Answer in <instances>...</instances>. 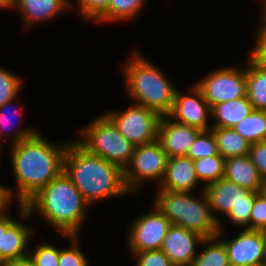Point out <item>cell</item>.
<instances>
[{"instance_id": "31", "label": "cell", "mask_w": 266, "mask_h": 266, "mask_svg": "<svg viewBox=\"0 0 266 266\" xmlns=\"http://www.w3.org/2000/svg\"><path fill=\"white\" fill-rule=\"evenodd\" d=\"M29 253L36 266H59V249L53 244L42 243Z\"/></svg>"}, {"instance_id": "39", "label": "cell", "mask_w": 266, "mask_h": 266, "mask_svg": "<svg viewBox=\"0 0 266 266\" xmlns=\"http://www.w3.org/2000/svg\"><path fill=\"white\" fill-rule=\"evenodd\" d=\"M3 266H36V264L30 255H27L22 258L3 262Z\"/></svg>"}, {"instance_id": "28", "label": "cell", "mask_w": 266, "mask_h": 266, "mask_svg": "<svg viewBox=\"0 0 266 266\" xmlns=\"http://www.w3.org/2000/svg\"><path fill=\"white\" fill-rule=\"evenodd\" d=\"M21 84L22 80L18 75L0 67V107L16 98Z\"/></svg>"}, {"instance_id": "13", "label": "cell", "mask_w": 266, "mask_h": 266, "mask_svg": "<svg viewBox=\"0 0 266 266\" xmlns=\"http://www.w3.org/2000/svg\"><path fill=\"white\" fill-rule=\"evenodd\" d=\"M191 90L193 95H184L177 90L172 109L167 116L177 123L208 131L210 128L207 119L208 116L211 117V107L195 84Z\"/></svg>"}, {"instance_id": "10", "label": "cell", "mask_w": 266, "mask_h": 266, "mask_svg": "<svg viewBox=\"0 0 266 266\" xmlns=\"http://www.w3.org/2000/svg\"><path fill=\"white\" fill-rule=\"evenodd\" d=\"M195 86L201 91L210 107L246 96L245 69L221 68L200 79Z\"/></svg>"}, {"instance_id": "42", "label": "cell", "mask_w": 266, "mask_h": 266, "mask_svg": "<svg viewBox=\"0 0 266 266\" xmlns=\"http://www.w3.org/2000/svg\"><path fill=\"white\" fill-rule=\"evenodd\" d=\"M264 2H266V0H264ZM265 10H264V13H263V15L266 17V3H265Z\"/></svg>"}, {"instance_id": "14", "label": "cell", "mask_w": 266, "mask_h": 266, "mask_svg": "<svg viewBox=\"0 0 266 266\" xmlns=\"http://www.w3.org/2000/svg\"><path fill=\"white\" fill-rule=\"evenodd\" d=\"M205 238L197 232L184 227L171 225L163 239L161 250L167 255L174 266H191L198 254L197 245Z\"/></svg>"}, {"instance_id": "20", "label": "cell", "mask_w": 266, "mask_h": 266, "mask_svg": "<svg viewBox=\"0 0 266 266\" xmlns=\"http://www.w3.org/2000/svg\"><path fill=\"white\" fill-rule=\"evenodd\" d=\"M246 95L254 110L266 111V66L247 60Z\"/></svg>"}, {"instance_id": "41", "label": "cell", "mask_w": 266, "mask_h": 266, "mask_svg": "<svg viewBox=\"0 0 266 266\" xmlns=\"http://www.w3.org/2000/svg\"><path fill=\"white\" fill-rule=\"evenodd\" d=\"M263 191H264L265 194H266V180H264Z\"/></svg>"}, {"instance_id": "15", "label": "cell", "mask_w": 266, "mask_h": 266, "mask_svg": "<svg viewBox=\"0 0 266 266\" xmlns=\"http://www.w3.org/2000/svg\"><path fill=\"white\" fill-rule=\"evenodd\" d=\"M200 132L201 130L196 127L177 123L168 116H162L157 140L168 158L187 156Z\"/></svg>"}, {"instance_id": "2", "label": "cell", "mask_w": 266, "mask_h": 266, "mask_svg": "<svg viewBox=\"0 0 266 266\" xmlns=\"http://www.w3.org/2000/svg\"><path fill=\"white\" fill-rule=\"evenodd\" d=\"M63 171L90 205L130 193L121 167L90 153L76 140L68 143Z\"/></svg>"}, {"instance_id": "36", "label": "cell", "mask_w": 266, "mask_h": 266, "mask_svg": "<svg viewBox=\"0 0 266 266\" xmlns=\"http://www.w3.org/2000/svg\"><path fill=\"white\" fill-rule=\"evenodd\" d=\"M13 100L12 101H9V102H6L3 106H1L0 107V142L1 141H3L2 139V137L4 136V132L6 131V130H8L7 128H9L10 129V127L14 124L13 123V120H11V115H8L7 114V112H6V110H7V108L9 107V106H11L12 104H13ZM12 103V104H11ZM21 108H22V106L19 108V112L20 113H18V109L16 108V110L14 111L15 113H13V114H17V116H20V114L22 113L21 112ZM17 111V112H16ZM11 112V111H10ZM10 114V113H9ZM9 116V117H8ZM13 116V115H12ZM5 130V131H4Z\"/></svg>"}, {"instance_id": "34", "label": "cell", "mask_w": 266, "mask_h": 266, "mask_svg": "<svg viewBox=\"0 0 266 266\" xmlns=\"http://www.w3.org/2000/svg\"><path fill=\"white\" fill-rule=\"evenodd\" d=\"M260 20L262 26L258 28L256 43H254L255 47L253 48V51H251L252 54L250 55V58L254 62L266 66V17L263 15Z\"/></svg>"}, {"instance_id": "16", "label": "cell", "mask_w": 266, "mask_h": 266, "mask_svg": "<svg viewBox=\"0 0 266 266\" xmlns=\"http://www.w3.org/2000/svg\"><path fill=\"white\" fill-rule=\"evenodd\" d=\"M198 184L193 160L187 156L168 158L165 175L158 189L191 192Z\"/></svg>"}, {"instance_id": "6", "label": "cell", "mask_w": 266, "mask_h": 266, "mask_svg": "<svg viewBox=\"0 0 266 266\" xmlns=\"http://www.w3.org/2000/svg\"><path fill=\"white\" fill-rule=\"evenodd\" d=\"M92 122L80 130L83 139L77 141L90 153L112 162L124 170L131 161L135 145L119 132L104 113Z\"/></svg>"}, {"instance_id": "30", "label": "cell", "mask_w": 266, "mask_h": 266, "mask_svg": "<svg viewBox=\"0 0 266 266\" xmlns=\"http://www.w3.org/2000/svg\"><path fill=\"white\" fill-rule=\"evenodd\" d=\"M249 229L266 232V194L264 191L255 195L249 218Z\"/></svg>"}, {"instance_id": "29", "label": "cell", "mask_w": 266, "mask_h": 266, "mask_svg": "<svg viewBox=\"0 0 266 266\" xmlns=\"http://www.w3.org/2000/svg\"><path fill=\"white\" fill-rule=\"evenodd\" d=\"M72 240L67 249L59 248V266H89L88 259L78 246V235H67Z\"/></svg>"}, {"instance_id": "17", "label": "cell", "mask_w": 266, "mask_h": 266, "mask_svg": "<svg viewBox=\"0 0 266 266\" xmlns=\"http://www.w3.org/2000/svg\"><path fill=\"white\" fill-rule=\"evenodd\" d=\"M224 178L253 192L263 191L264 180L249 155L225 159Z\"/></svg>"}, {"instance_id": "27", "label": "cell", "mask_w": 266, "mask_h": 266, "mask_svg": "<svg viewBox=\"0 0 266 266\" xmlns=\"http://www.w3.org/2000/svg\"><path fill=\"white\" fill-rule=\"evenodd\" d=\"M213 155H220L216 139L211 130L201 131L191 145L187 157L194 161Z\"/></svg>"}, {"instance_id": "5", "label": "cell", "mask_w": 266, "mask_h": 266, "mask_svg": "<svg viewBox=\"0 0 266 266\" xmlns=\"http://www.w3.org/2000/svg\"><path fill=\"white\" fill-rule=\"evenodd\" d=\"M157 192L153 205L170 220L171 224L197 232L204 238H212L219 233L218 222L211 213L203 190L200 199L190 195L188 191L158 189Z\"/></svg>"}, {"instance_id": "4", "label": "cell", "mask_w": 266, "mask_h": 266, "mask_svg": "<svg viewBox=\"0 0 266 266\" xmlns=\"http://www.w3.org/2000/svg\"><path fill=\"white\" fill-rule=\"evenodd\" d=\"M149 60L134 52L123 66L127 93L136 104L167 116L173 106L177 88Z\"/></svg>"}, {"instance_id": "22", "label": "cell", "mask_w": 266, "mask_h": 266, "mask_svg": "<svg viewBox=\"0 0 266 266\" xmlns=\"http://www.w3.org/2000/svg\"><path fill=\"white\" fill-rule=\"evenodd\" d=\"M210 130L224 159L249 155L251 144L233 128L210 127Z\"/></svg>"}, {"instance_id": "40", "label": "cell", "mask_w": 266, "mask_h": 266, "mask_svg": "<svg viewBox=\"0 0 266 266\" xmlns=\"http://www.w3.org/2000/svg\"><path fill=\"white\" fill-rule=\"evenodd\" d=\"M15 0H0V9L13 8L14 9Z\"/></svg>"}, {"instance_id": "21", "label": "cell", "mask_w": 266, "mask_h": 266, "mask_svg": "<svg viewBox=\"0 0 266 266\" xmlns=\"http://www.w3.org/2000/svg\"><path fill=\"white\" fill-rule=\"evenodd\" d=\"M35 230L30 229L18 221H14L4 234L3 262L25 257L29 254L28 243Z\"/></svg>"}, {"instance_id": "26", "label": "cell", "mask_w": 266, "mask_h": 266, "mask_svg": "<svg viewBox=\"0 0 266 266\" xmlns=\"http://www.w3.org/2000/svg\"><path fill=\"white\" fill-rule=\"evenodd\" d=\"M193 164L198 181H207L203 187L224 177L225 159L221 155L194 160Z\"/></svg>"}, {"instance_id": "1", "label": "cell", "mask_w": 266, "mask_h": 266, "mask_svg": "<svg viewBox=\"0 0 266 266\" xmlns=\"http://www.w3.org/2000/svg\"><path fill=\"white\" fill-rule=\"evenodd\" d=\"M12 135L11 162L19 204H25L64 170L68 143L53 144L36 129H18Z\"/></svg>"}, {"instance_id": "12", "label": "cell", "mask_w": 266, "mask_h": 266, "mask_svg": "<svg viewBox=\"0 0 266 266\" xmlns=\"http://www.w3.org/2000/svg\"><path fill=\"white\" fill-rule=\"evenodd\" d=\"M227 249L230 266H266V232L243 229L233 239H220Z\"/></svg>"}, {"instance_id": "11", "label": "cell", "mask_w": 266, "mask_h": 266, "mask_svg": "<svg viewBox=\"0 0 266 266\" xmlns=\"http://www.w3.org/2000/svg\"><path fill=\"white\" fill-rule=\"evenodd\" d=\"M152 212L137 217L130 226L128 245L131 252L160 249L170 220L156 207Z\"/></svg>"}, {"instance_id": "38", "label": "cell", "mask_w": 266, "mask_h": 266, "mask_svg": "<svg viewBox=\"0 0 266 266\" xmlns=\"http://www.w3.org/2000/svg\"><path fill=\"white\" fill-rule=\"evenodd\" d=\"M11 189L6 188L0 184V215L7 214L6 208H8L9 201L12 200V197L15 195L12 193Z\"/></svg>"}, {"instance_id": "9", "label": "cell", "mask_w": 266, "mask_h": 266, "mask_svg": "<svg viewBox=\"0 0 266 266\" xmlns=\"http://www.w3.org/2000/svg\"><path fill=\"white\" fill-rule=\"evenodd\" d=\"M105 115L114 123L119 132L135 146L158 139L159 123L162 116L154 110L135 104L122 112L109 111Z\"/></svg>"}, {"instance_id": "8", "label": "cell", "mask_w": 266, "mask_h": 266, "mask_svg": "<svg viewBox=\"0 0 266 266\" xmlns=\"http://www.w3.org/2000/svg\"><path fill=\"white\" fill-rule=\"evenodd\" d=\"M167 154L162 149L158 140L135 146L130 163L123 170L124 182L127 190L137 192L139 185L147 180L158 179L161 183L165 175Z\"/></svg>"}, {"instance_id": "32", "label": "cell", "mask_w": 266, "mask_h": 266, "mask_svg": "<svg viewBox=\"0 0 266 266\" xmlns=\"http://www.w3.org/2000/svg\"><path fill=\"white\" fill-rule=\"evenodd\" d=\"M132 253L137 257L136 266H174L161 249Z\"/></svg>"}, {"instance_id": "37", "label": "cell", "mask_w": 266, "mask_h": 266, "mask_svg": "<svg viewBox=\"0 0 266 266\" xmlns=\"http://www.w3.org/2000/svg\"><path fill=\"white\" fill-rule=\"evenodd\" d=\"M15 221L8 214L0 215V262L3 263V241L7 228Z\"/></svg>"}, {"instance_id": "25", "label": "cell", "mask_w": 266, "mask_h": 266, "mask_svg": "<svg viewBox=\"0 0 266 266\" xmlns=\"http://www.w3.org/2000/svg\"><path fill=\"white\" fill-rule=\"evenodd\" d=\"M146 0H111L107 11L96 22L126 21L134 19ZM113 20V21H112Z\"/></svg>"}, {"instance_id": "23", "label": "cell", "mask_w": 266, "mask_h": 266, "mask_svg": "<svg viewBox=\"0 0 266 266\" xmlns=\"http://www.w3.org/2000/svg\"><path fill=\"white\" fill-rule=\"evenodd\" d=\"M222 229L219 228V233L215 237L203 240L201 245L207 246L196 255L191 266H230L227 249L219 240L223 234Z\"/></svg>"}, {"instance_id": "24", "label": "cell", "mask_w": 266, "mask_h": 266, "mask_svg": "<svg viewBox=\"0 0 266 266\" xmlns=\"http://www.w3.org/2000/svg\"><path fill=\"white\" fill-rule=\"evenodd\" d=\"M250 144L266 140V111L252 110L248 116L232 127Z\"/></svg>"}, {"instance_id": "3", "label": "cell", "mask_w": 266, "mask_h": 266, "mask_svg": "<svg viewBox=\"0 0 266 266\" xmlns=\"http://www.w3.org/2000/svg\"><path fill=\"white\" fill-rule=\"evenodd\" d=\"M88 203L63 171L25 204H19L22 219L38 211L62 235H78Z\"/></svg>"}, {"instance_id": "19", "label": "cell", "mask_w": 266, "mask_h": 266, "mask_svg": "<svg viewBox=\"0 0 266 266\" xmlns=\"http://www.w3.org/2000/svg\"><path fill=\"white\" fill-rule=\"evenodd\" d=\"M253 110L247 95L211 107V117L217 121L211 127L232 128Z\"/></svg>"}, {"instance_id": "18", "label": "cell", "mask_w": 266, "mask_h": 266, "mask_svg": "<svg viewBox=\"0 0 266 266\" xmlns=\"http://www.w3.org/2000/svg\"><path fill=\"white\" fill-rule=\"evenodd\" d=\"M68 0H15L14 7L22 14L25 26L55 18L58 13L71 8Z\"/></svg>"}, {"instance_id": "33", "label": "cell", "mask_w": 266, "mask_h": 266, "mask_svg": "<svg viewBox=\"0 0 266 266\" xmlns=\"http://www.w3.org/2000/svg\"><path fill=\"white\" fill-rule=\"evenodd\" d=\"M111 0H77L79 13L95 22L107 11Z\"/></svg>"}, {"instance_id": "7", "label": "cell", "mask_w": 266, "mask_h": 266, "mask_svg": "<svg viewBox=\"0 0 266 266\" xmlns=\"http://www.w3.org/2000/svg\"><path fill=\"white\" fill-rule=\"evenodd\" d=\"M207 197L211 213L218 222L219 228L223 226L215 212L226 214L233 223L246 226L249 229V218L254 204L253 192L244 189L224 177L206 187H202Z\"/></svg>"}, {"instance_id": "35", "label": "cell", "mask_w": 266, "mask_h": 266, "mask_svg": "<svg viewBox=\"0 0 266 266\" xmlns=\"http://www.w3.org/2000/svg\"><path fill=\"white\" fill-rule=\"evenodd\" d=\"M249 157L263 180H266V140L250 145Z\"/></svg>"}]
</instances>
